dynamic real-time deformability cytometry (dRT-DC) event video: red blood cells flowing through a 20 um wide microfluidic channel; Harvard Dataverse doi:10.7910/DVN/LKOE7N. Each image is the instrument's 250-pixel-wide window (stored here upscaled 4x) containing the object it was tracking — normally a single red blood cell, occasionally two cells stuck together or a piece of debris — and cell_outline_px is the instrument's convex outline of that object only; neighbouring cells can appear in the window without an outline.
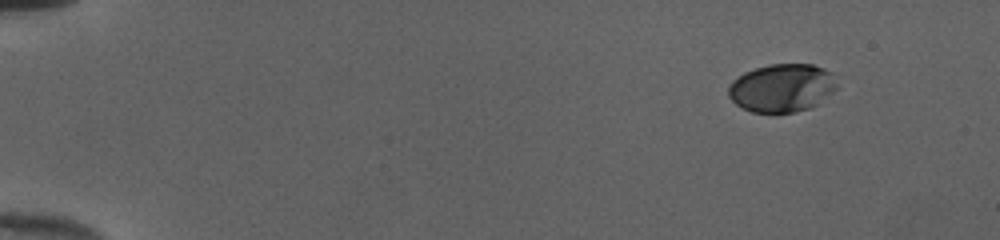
{"species": "human", "species_latin": "Homo sapiens", "temperature_condition": "cold", "stored_images_in_passage": 48, "camera_frame_rate_fps": 3000, "um_per_image_px": 0.085, "donor": {"sex": "female"}, "frame": {"image": 1, "passage_image": 1, "time_ms": 0.0, "image_size_px": [1000, 240], "cell_outline_px": [[836, 88], [820, 104], [812, 108], [796, 112], [752, 112], [736, 104], [728, 96], [728, 88], [732, 80], [744, 72], [768, 64], [812, 64], [824, 68], [832, 72], [836, 84]], "centroid_in_image_um": [66.48, 7.47], "position_along_channel_um": 18.5, "area_um2": 30.63}}
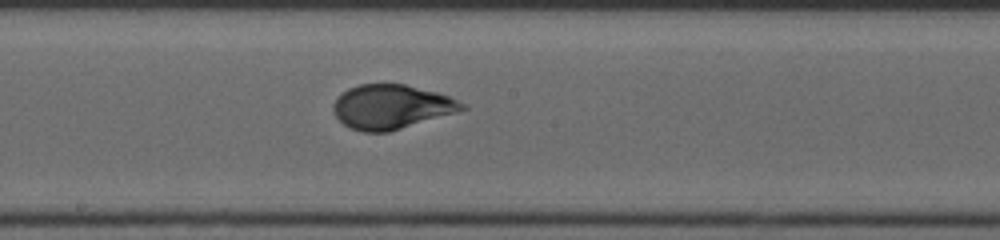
{"frame": {"image": 2, "passage_image": 26, "time_ms": 8.333, "image_size_px": [1000, 240], "cell_outline_px": [[468, 108], [456, 112], [388, 132], [364, 132], [348, 128], [336, 116], [332, 108], [332, 104], [348, 88], [360, 84], [404, 84], [436, 92], [448, 96], [464, 104]], "centroid_in_image_um": [33.24, 9.08], "position_along_channel_um": 215.0, "area_um2": 32.83}}
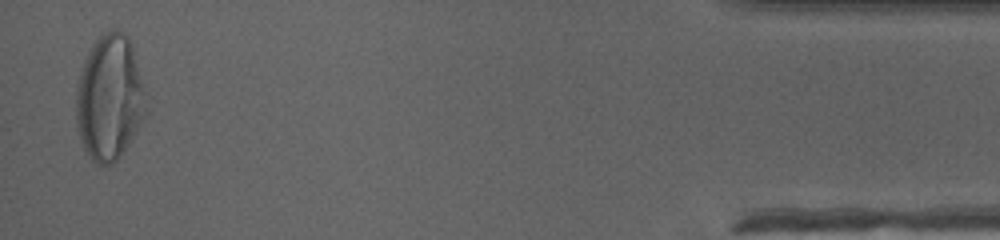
{"frame": {"image": 3, "passage_image": 47, "time_ms": 15.333, "image_size_px": [1000, 240], "cell_outline_px": [[148, 112], [128, 144], [120, 156], [112, 164], [96, 164], [92, 160], [84, 148], [80, 140], [76, 124], [76, 84], [84, 60], [92, 44], [104, 32], [112, 28], [116, 28], [124, 32], [128, 36], [132, 44], [144, 88]], "centroid_in_image_um": [9.3, 8.29], "position_along_channel_um": 425.9, "area_um2": 51.44}, "authors_computed_cell_mechanics": {"area_um2": 33.2928, "velocity_mm_per_s": 4.0219, "shape_relaxation_time_tau1_ms": 3.4544, "shape_relaxation_time_tau2_ms": null, "deformation_change_tau1": 0.1903, "deformation_change_tau2": null}}